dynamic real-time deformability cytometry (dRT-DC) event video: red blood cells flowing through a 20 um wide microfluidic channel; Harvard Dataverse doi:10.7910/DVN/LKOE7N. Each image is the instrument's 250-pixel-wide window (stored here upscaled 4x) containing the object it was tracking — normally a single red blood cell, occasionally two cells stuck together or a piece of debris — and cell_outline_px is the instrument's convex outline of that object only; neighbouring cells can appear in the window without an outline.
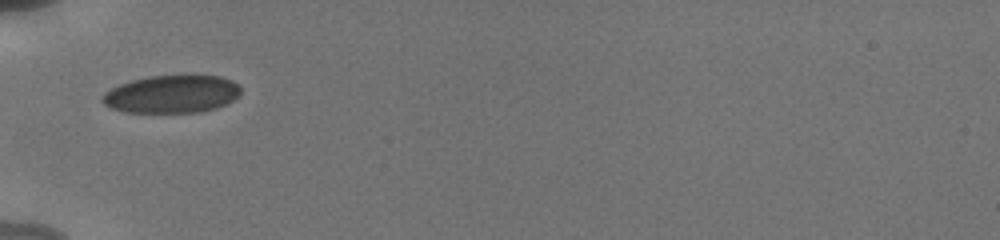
{"species": "human", "species_latin": "Homo sapiens", "temperature_condition": "cold", "stored_images_in_passage": 6, "camera_frame_rate_fps": 3000, "um_per_image_px": 0.085, "donor": {"sex": "male"}, "frame": {"image": 1, "passage_image": 1, "time_ms": 0.0, "image_size_px": [1000, 240], "cell_outline_px": [[240, 92], [232, 100], [216, 108], [200, 112], [128, 112], [112, 108], [104, 104], [100, 100], [100, 96], [104, 92], [120, 84], [132, 80], [152, 76], [188, 72], [220, 76], [232, 80], [240, 88]], "centroid_in_image_um": [14.6, 7.95], "position_along_channel_um": 70.4, "area_um2": 31.1}}
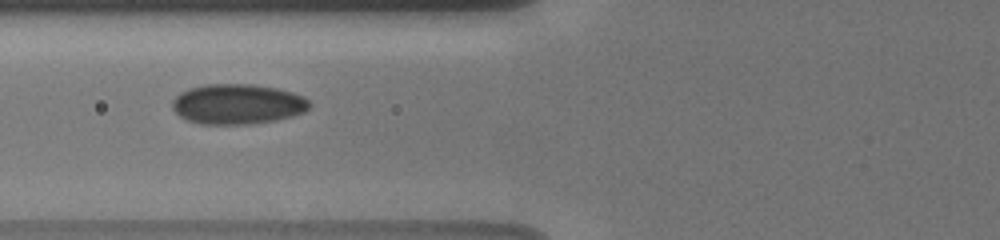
{"frame": {"image": 2, "passage_image": 5, "time_ms": 1.0, "image_size_px": [1000, 240], "cell_outline_px": [[312, 108], [304, 112], [292, 116], [276, 120], [248, 124], [200, 124], [188, 120], [180, 116], [172, 108], [172, 100], [180, 92], [188, 88], [204, 84], [252, 84], [276, 88], [292, 92], [304, 96], [312, 104]], "centroid_in_image_um": [20.21, 8.84], "position_along_channel_um": 105.6, "area_um2": 32.37}}